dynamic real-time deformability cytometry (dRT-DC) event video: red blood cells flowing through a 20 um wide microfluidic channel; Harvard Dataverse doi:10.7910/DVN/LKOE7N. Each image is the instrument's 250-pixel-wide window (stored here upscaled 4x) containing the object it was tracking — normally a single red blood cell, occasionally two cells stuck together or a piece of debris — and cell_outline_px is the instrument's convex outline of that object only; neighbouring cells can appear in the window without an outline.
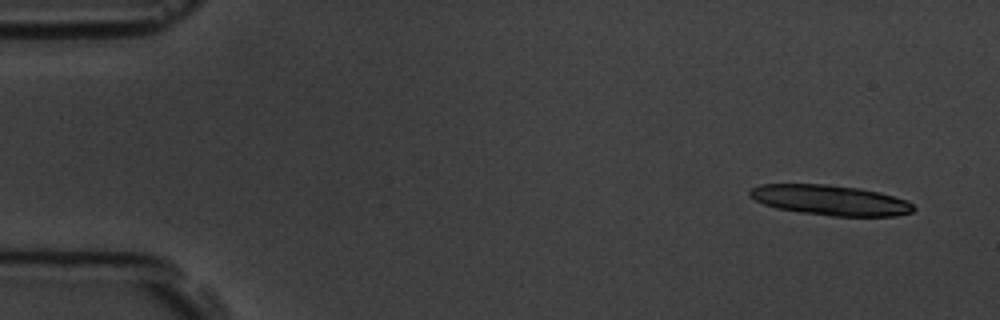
{"species": "common noctule bat (a hibernating species)", "species_latin": "Nyctalus noctula", "temperature_condition": "room temperature", "stored_images_in_passage": 4, "camera_frame_rate_fps": 3000, "um_per_image_px": 0.085, "animal": {"sex": "male", "body_mass_g": 19.5, "forearm_length_mm": 54.6}, "frame": {"image": 1, "passage_image": 1, "time_ms": 0.0, "image_size_px": [1000, 320], "cell_outline_px": [[916, 208], [912, 212], [896, 216], [832, 216], [800, 212], [776, 208], [764, 204], [748, 196], [748, 192], [752, 188], [760, 184], [828, 184], [860, 188], [880, 192], [908, 200]], "centroid_in_image_um": [70.59, 17.01], "position_along_channel_um": 14.4, "area_um2": 29.02}}